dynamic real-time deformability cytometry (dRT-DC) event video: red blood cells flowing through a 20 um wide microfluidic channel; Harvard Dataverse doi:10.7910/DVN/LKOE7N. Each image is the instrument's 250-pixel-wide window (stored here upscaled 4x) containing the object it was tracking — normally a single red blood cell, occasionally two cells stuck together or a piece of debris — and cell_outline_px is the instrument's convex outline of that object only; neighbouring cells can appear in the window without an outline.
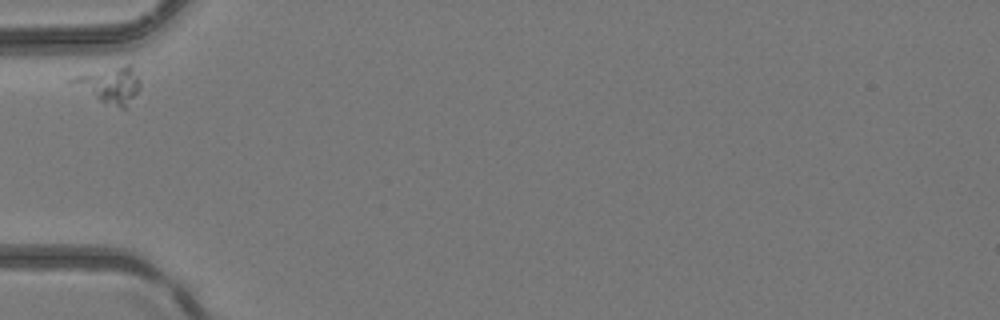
{"species": "common noctule bat (a hibernating species)", "species_latin": "Nyctalus noctula", "temperature_condition": "room temperature", "stored_images_in_passage": 3, "camera_frame_rate_fps": 3000, "um_per_image_px": 0.085, "animal": {"sex": "female", "body_mass_g": 24.6, "forearm_length_mm": 56.2}, "frame": {"image": 1, "passage_image": 1, "time_ms": 0.0, "image_size_px": [1000, 320], "cell_outline_px": [[140, 88], [128, 108], [120, 108], [100, 100], [64, 80], [72, 76], [128, 64], [132, 64], [140, 80]], "centroid_in_image_um": [9.36, 7.21], "position_along_channel_um": 75.6, "area_um2": 14.33}}
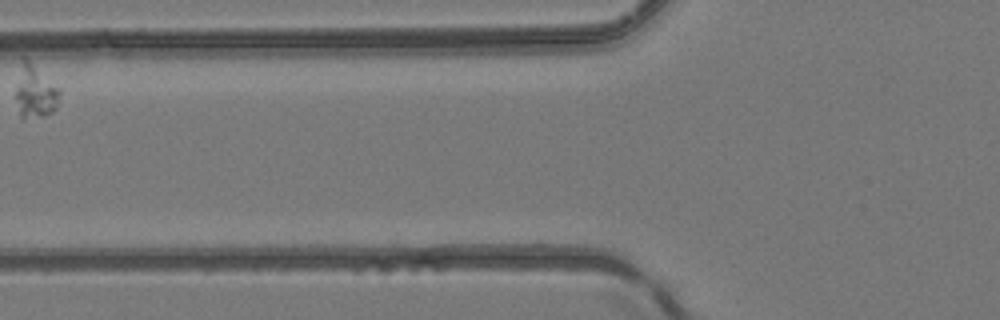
{"frame": {"image": 2, "passage_image": 2, "time_ms": 1.333, "image_size_px": [1000, 320], "cell_outline_px": [[60, 92], [56, 108], [48, 116], [20, 120], [16, 100], [16, 88], [20, 56], [24, 56], [60, 88]], "centroid_in_image_um": [2.96, 7.81], "position_along_channel_um": 122.8, "area_um2": 13.99}}
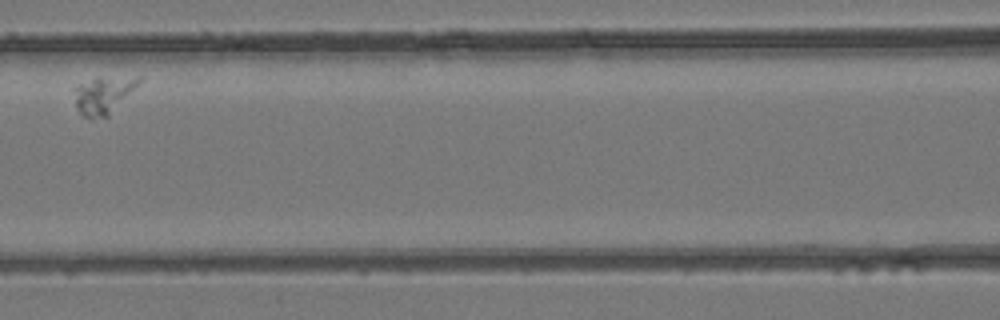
{"frame": {"image": 3, "passage_image": 3, "time_ms": 2.333, "image_size_px": [1000, 320], "cell_outline_px": [[140, 80], [108, 116], [92, 120], [84, 116], [76, 108], [72, 88], [80, 84], [92, 80], [140, 76]], "centroid_in_image_um": [8.68, 8.13], "position_along_channel_um": 157.9, "area_um2": 13.29}}